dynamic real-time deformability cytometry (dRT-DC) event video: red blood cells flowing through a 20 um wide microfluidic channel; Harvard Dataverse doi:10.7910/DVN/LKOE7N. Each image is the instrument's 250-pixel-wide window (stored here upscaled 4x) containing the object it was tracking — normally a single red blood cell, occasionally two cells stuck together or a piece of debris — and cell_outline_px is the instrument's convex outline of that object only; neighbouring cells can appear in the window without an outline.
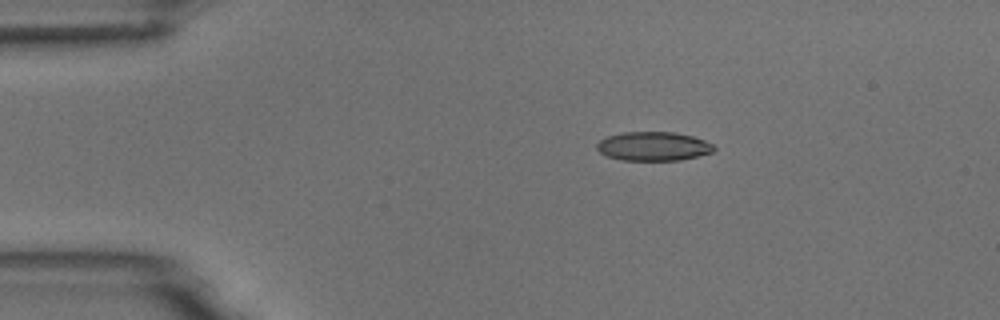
{"species": "common noctule bat (a hibernating species)", "species_latin": "Nyctalus noctula", "temperature_condition": "room temperature", "stored_images_in_passage": 8, "camera_frame_rate_fps": 3000, "um_per_image_px": 0.085, "animal": {"sex": "male", "body_mass_g": 18.8}, "frame": {"image": 1, "passage_image": 1, "time_ms": 0.0, "image_size_px": [1000, 320], "cell_outline_px": [[716, 148], [712, 152], [680, 160], [620, 160], [608, 156], [600, 152], [596, 148], [596, 144], [600, 140], [608, 136], [624, 132], [672, 132], [692, 136], [704, 140], [712, 144]], "centroid_in_image_um": [55.52, 12.43], "position_along_channel_um": 29.5, "area_um2": 19.59}}
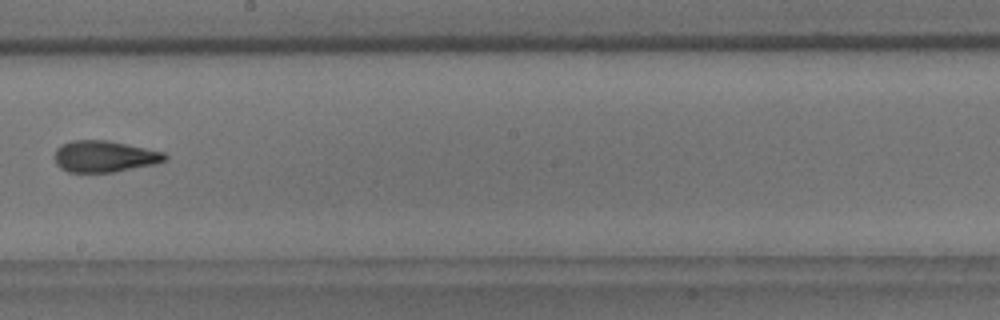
{"frame": {"image": 2, "passage_image": 7, "time_ms": 7.0, "image_size_px": [1000, 320], "cell_outline_px": [[168, 160], [156, 164], [112, 172], [68, 172], [60, 168], [56, 164], [56, 148], [60, 144], [72, 140], [108, 140], [164, 152], [168, 156]], "centroid_in_image_um": [8.89, 13.29], "position_along_channel_um": 239.3, "area_um2": 20.29}}
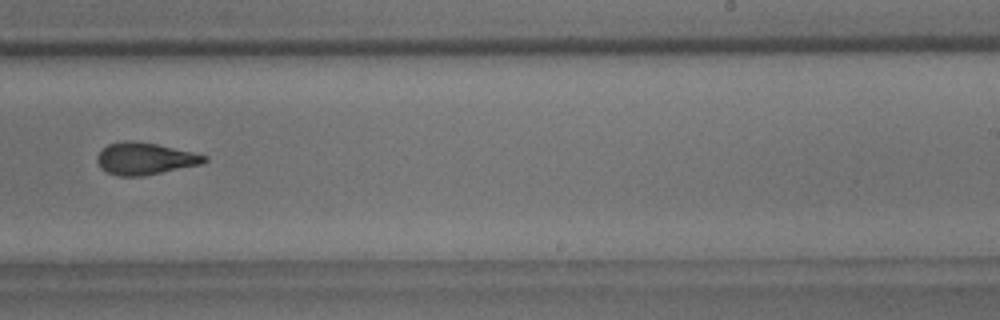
{"frame": {"image": 3, "passage_image": 8, "time_ms": 8.0, "image_size_px": [1000, 320], "cell_outline_px": [[208, 160], [200, 164], [144, 176], [120, 176], [108, 172], [100, 168], [96, 160], [96, 156], [108, 144], [124, 140], [132, 140], [156, 144], [192, 152], [208, 156]], "centroid_in_image_um": [12.29, 13.48], "position_along_channel_um": 276.7, "area_um2": 19.88}}